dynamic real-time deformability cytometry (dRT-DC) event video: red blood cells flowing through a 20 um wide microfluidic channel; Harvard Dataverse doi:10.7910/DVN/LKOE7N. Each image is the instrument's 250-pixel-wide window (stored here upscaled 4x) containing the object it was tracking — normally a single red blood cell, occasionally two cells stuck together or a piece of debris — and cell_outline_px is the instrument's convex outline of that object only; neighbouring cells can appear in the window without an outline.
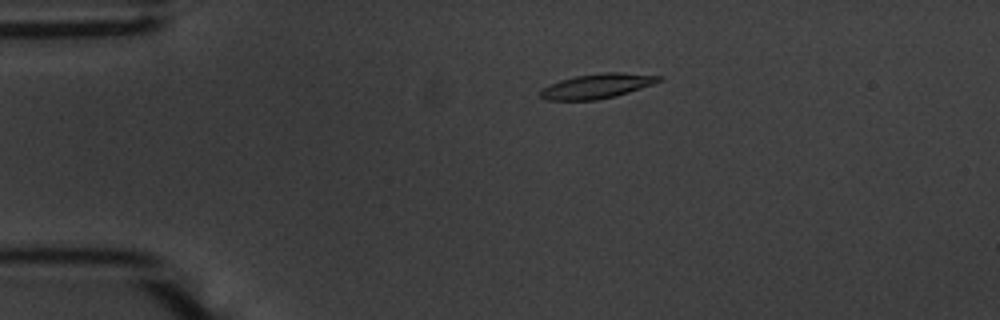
{"species": "common noctule bat (a hibernating species)", "species_latin": "Nyctalus noctula", "temperature_condition": "warm", "stored_images_in_passage": 45, "camera_frame_rate_fps": 3000, "um_per_image_px": 0.085, "animal": {"sex": "male", "body_mass_g": 20.1, "forearm_length_mm": 53.5}, "frame": {"image": 1, "passage_image": 1, "time_ms": 0.0, "image_size_px": [1000, 320], "cell_outline_px": [[660, 80], [652, 84], [616, 96], [596, 100], [544, 100], [540, 96], [540, 92], [544, 88], [560, 80], [576, 76], [600, 72], [620, 72], [660, 76]], "centroid_in_image_um": [50.72, 7.32], "position_along_channel_um": 34.3, "area_um2": 16.76}}
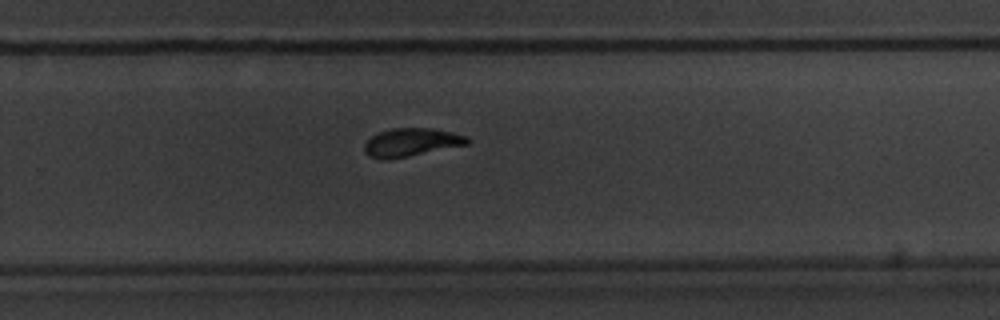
{"frame": {"image": 2, "passage_image": 26, "time_ms": 8.333, "image_size_px": [1000, 320], "cell_outline_px": [[468, 144], [388, 160], [380, 160], [364, 152], [364, 144], [372, 136], [380, 132], [392, 128], [432, 128], [452, 132], [468, 136]], "centroid_in_image_um": [34.94, 12.1], "position_along_channel_um": 294.9, "area_um2": 16.76}}
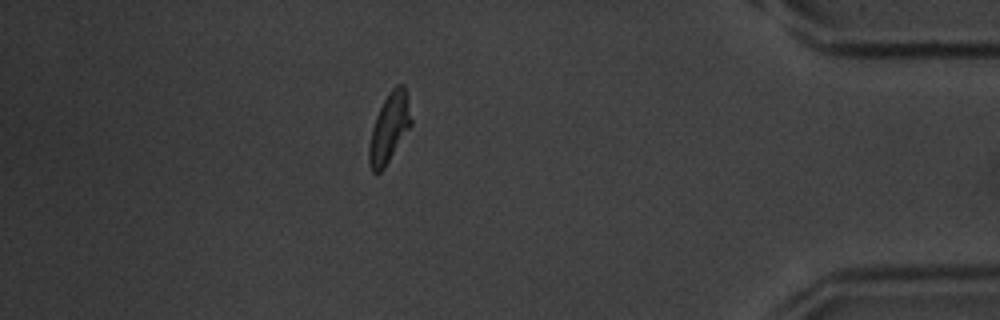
{"frame": {"image": 3, "passage_image": 38, "time_ms": 12.333, "image_size_px": [1000, 320], "cell_outline_px": [[412, 124], [384, 168], [380, 172], [372, 172], [368, 164], [368, 144], [372, 128], [376, 116], [384, 100], [392, 88], [396, 84], [404, 84], [412, 120]], "centroid_in_image_um": [33.07, 10.89], "position_along_channel_um": 402.1, "area_um2": 16.88}, "authors_computed_cell_mechanics": {"area_um2": 16.9354, "velocity_mm_per_s": 3.6562, "shape_relaxation_time_tau1_ms": 2.7432, "shape_relaxation_time_tau2_ms": 2.8014, "deformation_change_tau1": 0.1717, "deformation_change_tau2": 0.1008}}